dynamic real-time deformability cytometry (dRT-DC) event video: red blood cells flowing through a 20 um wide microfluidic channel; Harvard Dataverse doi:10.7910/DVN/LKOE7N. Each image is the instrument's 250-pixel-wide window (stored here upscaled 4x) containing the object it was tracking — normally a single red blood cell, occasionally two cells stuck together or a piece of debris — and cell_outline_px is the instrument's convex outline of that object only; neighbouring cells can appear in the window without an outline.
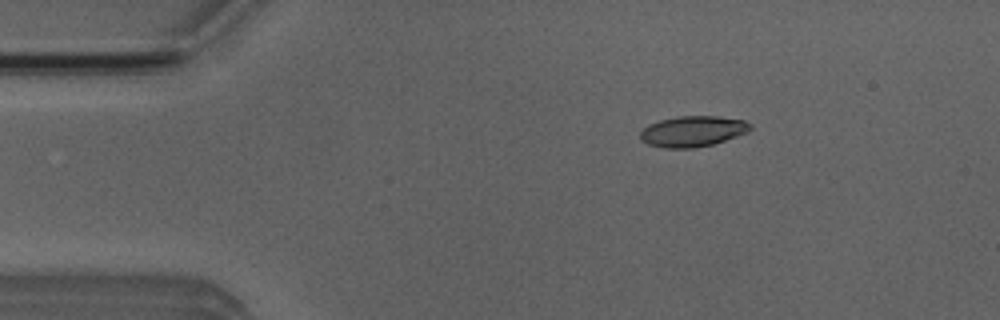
{"species": "Egyptian fruit bat (a non-hibernating species)", "species_latin": "Rousettus aegyptiacus", "temperature_condition": "room temperature", "stored_images_in_passage": 50, "camera_frame_rate_fps": 3000, "um_per_image_px": 0.085, "animal": {"sex": "male"}, "frame": {"image": 1, "passage_image": 6, "time_ms": 1.667, "image_size_px": [1000, 320], "cell_outline_px": [[752, 128], [748, 132], [712, 144], [692, 148], [664, 148], [648, 144], [640, 140], [640, 132], [648, 124], [660, 120], [676, 116], [716, 116], [744, 120], [752, 124]], "centroid_in_image_um": [58.86, 11.15], "position_along_channel_um": 26.1, "area_um2": 19.71}}
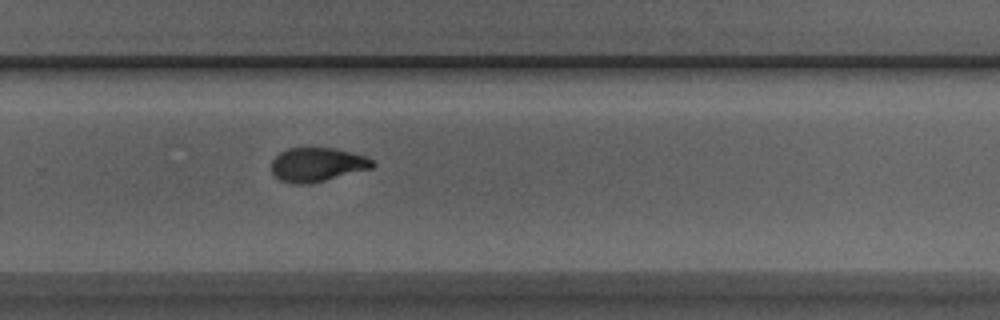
{"frame": {"image": 2, "passage_image": 32, "time_ms": 10.333, "image_size_px": [1000, 320], "cell_outline_px": [[376, 164], [372, 168], [308, 184], [288, 184], [280, 180], [272, 172], [272, 160], [280, 152], [288, 148], [336, 148], [368, 156]], "centroid_in_image_um": [26.97, 13.99], "position_along_channel_um": 302.8, "area_um2": 20.06}}
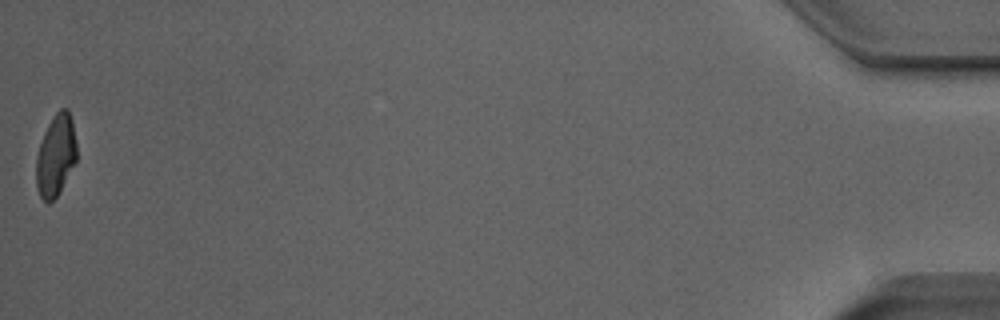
{"frame": {"image": 3, "passage_image": 50, "time_ms": 16.333, "image_size_px": [1000, 320], "cell_outline_px": [[76, 160], [60, 192], [48, 204], [40, 196], [36, 188], [36, 156], [44, 132], [48, 124], [56, 112], [60, 108], [68, 108], [72, 120], [76, 140]], "centroid_in_image_um": [4.73, 13.21], "position_along_channel_um": 430.5, "area_um2": 19.31}, "authors_computed_cell_mechanics": {"area_um2": 20.0566, "velocity_mm_per_s": 3.8818, "shape_relaxation_time_tau1_ms": 4.3857, "shape_relaxation_time_tau2_ms": 2.0768, "deformation_change_tau1": 0.147, "deformation_change_tau2": 0.0748}}